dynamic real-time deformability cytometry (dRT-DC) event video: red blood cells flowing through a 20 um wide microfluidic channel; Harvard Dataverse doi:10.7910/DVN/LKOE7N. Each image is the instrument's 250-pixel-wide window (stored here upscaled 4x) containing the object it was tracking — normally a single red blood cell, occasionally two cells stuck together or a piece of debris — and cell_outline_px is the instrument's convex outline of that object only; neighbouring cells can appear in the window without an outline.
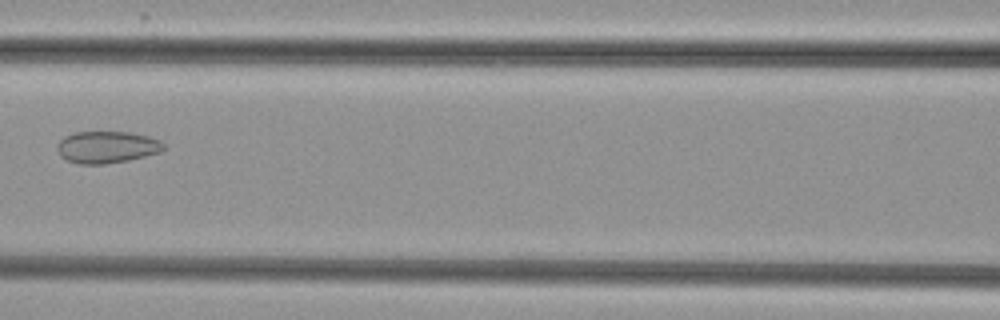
{"species": "common noctule bat (a hibernating species)", "species_latin": "Nyctalus noctula", "temperature_condition": "cold", "stored_images_in_passage": 5, "camera_frame_rate_fps": 3000, "um_per_image_px": 0.085, "animal": {"sex": "female", "body_mass_g": 29.2, "forearm_length_mm": 56.3}, "frame": {"image": 1, "passage_image": 5, "time_ms": 4.667, "image_size_px": [1000, 320], "cell_outline_px": [[164, 148], [160, 152], [128, 160], [104, 164], [80, 164], [68, 160], [60, 156], [56, 148], [60, 140], [64, 136], [72, 132], [132, 132], [148, 136], [160, 140], [164, 144]], "centroid_in_image_um": [9.07, 12.49], "position_along_channel_um": 157.5, "area_um2": 19.83}}